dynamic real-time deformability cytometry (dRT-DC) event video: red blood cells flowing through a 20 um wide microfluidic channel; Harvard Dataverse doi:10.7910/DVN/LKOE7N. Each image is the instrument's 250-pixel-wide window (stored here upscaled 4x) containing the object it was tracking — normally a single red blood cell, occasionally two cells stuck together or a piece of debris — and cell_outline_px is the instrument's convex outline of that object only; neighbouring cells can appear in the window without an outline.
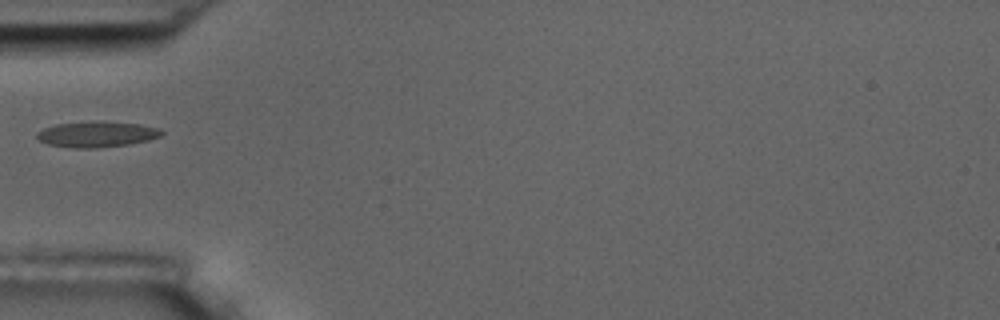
{"species": "common noctule bat (a hibernating species)", "species_latin": "Nyctalus noctula", "temperature_condition": "room temperature", "stored_images_in_passage": 6, "camera_frame_rate_fps": 3000, "um_per_image_px": 0.085, "animal": {"sex": "male", "body_mass_g": 17.5, "forearm_length_mm": 52.3}, "frame": {"image": 1, "passage_image": 6, "time_ms": 5.667, "image_size_px": [1000, 320], "cell_outline_px": [[164, 132], [160, 136], [148, 140], [128, 144], [92, 148], [76, 148], [48, 144], [40, 140], [36, 136], [36, 132], [44, 128], [56, 124], [100, 120], [140, 124], [160, 128]], "centroid_in_image_um": [8.24, 11.39], "position_along_channel_um": 76.8, "area_um2": 18.73}}